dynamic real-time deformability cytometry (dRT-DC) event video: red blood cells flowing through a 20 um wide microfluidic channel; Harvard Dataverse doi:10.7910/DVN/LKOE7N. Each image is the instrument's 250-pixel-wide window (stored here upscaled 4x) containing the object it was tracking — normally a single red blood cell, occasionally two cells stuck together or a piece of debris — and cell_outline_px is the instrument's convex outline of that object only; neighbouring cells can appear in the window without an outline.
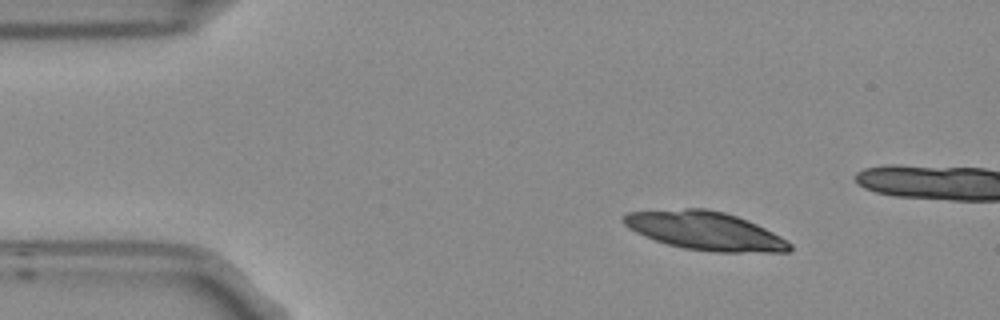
{"species": "Egyptian fruit bat (a non-hibernating species)", "species_latin": "Rousettus aegyptiacus", "temperature_condition": "room temperature", "stored_images_in_passage": 3, "camera_frame_rate_fps": 3000, "um_per_image_px": 0.085, "frame": {"image": 1, "passage_image": 1, "time_ms": 0.0, "image_size_px": [1000, 320], "cell_outline_px": [[792, 248], [788, 252], [712, 252], [684, 248], [668, 244], [644, 236], [628, 228], [620, 220], [620, 216], [628, 212], [684, 208], [704, 208], [724, 212], [748, 220], [780, 236], [792, 244]], "centroid_in_image_um": [59.9, 19.61], "position_along_channel_um": 25.1, "area_um2": 37.28}}